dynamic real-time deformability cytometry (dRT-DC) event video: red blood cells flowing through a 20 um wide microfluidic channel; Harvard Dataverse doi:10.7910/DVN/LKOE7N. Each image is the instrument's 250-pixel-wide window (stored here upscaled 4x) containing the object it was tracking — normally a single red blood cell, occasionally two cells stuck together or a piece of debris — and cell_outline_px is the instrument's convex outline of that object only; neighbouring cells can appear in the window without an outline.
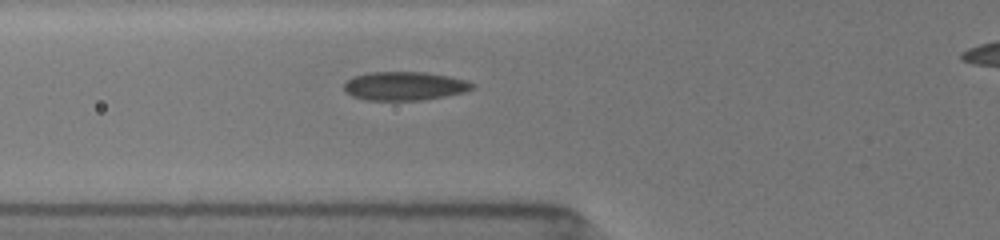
{"species": "common noctule bat (a hibernating species)", "species_latin": "Nyctalus noctula", "temperature_condition": "room temperature", "stored_images_in_passage": 38, "camera_frame_rate_fps": 3000, "um_per_image_px": 0.085, "animal": {"sex": "female", "body_mass_g": 19.5, "forearm_length_mm": 54.1}, "frame": {"image": 1, "passage_image": 2, "time_ms": 0.667, "image_size_px": [1000, 240], "cell_outline_px": [[472, 88], [464, 92], [444, 96], [420, 100], [368, 100], [352, 96], [344, 88], [344, 84], [348, 80], [356, 76], [368, 72], [424, 72], [448, 76], [464, 80], [472, 84]], "centroid_in_image_um": [34.36, 7.31], "position_along_channel_um": 91.4, "area_um2": 20.98}}
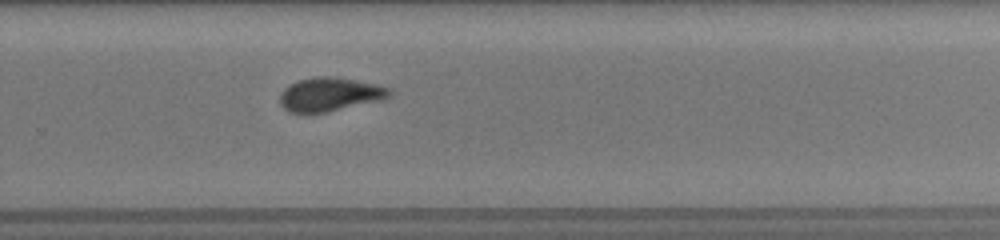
{"frame": {"image": 2, "passage_image": 19, "time_ms": 6.0, "image_size_px": [1000, 240], "cell_outline_px": [[392, 92], [388, 96], [376, 100], [324, 112], [288, 112], [280, 104], [280, 96], [284, 88], [288, 84], [300, 80], [316, 76], [332, 76], [376, 84], [392, 88]], "centroid_in_image_um": [27.98, 8.0], "position_along_channel_um": 301.8, "area_um2": 20.98}}
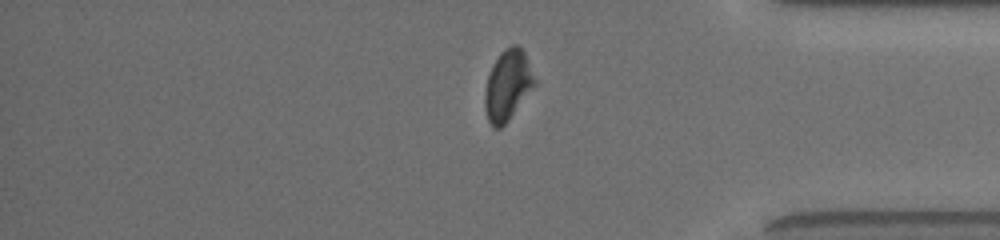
{"frame": {"image": 3, "passage_image": 34, "time_ms": 8.667, "image_size_px": [1000, 240], "cell_outline_px": [[536, 84], [508, 120], [500, 128], [492, 128], [488, 120], [484, 104], [484, 92], [488, 76], [492, 64], [500, 52], [504, 48], [512, 44], [516, 44], [524, 52], [536, 80]], "centroid_in_image_um": [43.13, 7.23], "position_along_channel_um": 392.1, "area_um2": 20.35}}